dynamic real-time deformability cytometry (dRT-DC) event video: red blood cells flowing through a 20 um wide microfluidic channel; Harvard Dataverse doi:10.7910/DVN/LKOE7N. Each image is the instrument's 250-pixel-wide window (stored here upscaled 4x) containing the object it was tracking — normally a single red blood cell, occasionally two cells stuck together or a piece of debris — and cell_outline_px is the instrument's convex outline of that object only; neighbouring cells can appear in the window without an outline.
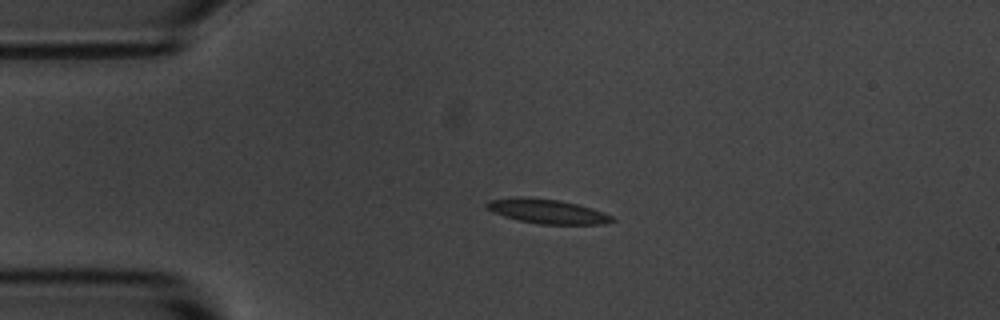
{"species": "common noctule bat (a hibernating species)", "species_latin": "Nyctalus noctula", "temperature_condition": "room temperature", "stored_images_in_passage": 3, "camera_frame_rate_fps": 3000, "um_per_image_px": 0.085, "animal": {"sex": "male", "body_mass_g": 20.1, "forearm_length_mm": 53.5}, "frame": {"image": 1, "passage_image": 1, "time_ms": 0.0, "image_size_px": [1000, 320], "cell_outline_px": [[616, 220], [604, 224], [540, 224], [520, 220], [504, 216], [492, 212], [484, 204], [488, 200], [512, 196], [528, 196], [560, 200], [592, 208], [604, 212], [612, 216]], "centroid_in_image_um": [46.48, 17.94], "position_along_channel_um": 38.5, "area_um2": 18.03}}